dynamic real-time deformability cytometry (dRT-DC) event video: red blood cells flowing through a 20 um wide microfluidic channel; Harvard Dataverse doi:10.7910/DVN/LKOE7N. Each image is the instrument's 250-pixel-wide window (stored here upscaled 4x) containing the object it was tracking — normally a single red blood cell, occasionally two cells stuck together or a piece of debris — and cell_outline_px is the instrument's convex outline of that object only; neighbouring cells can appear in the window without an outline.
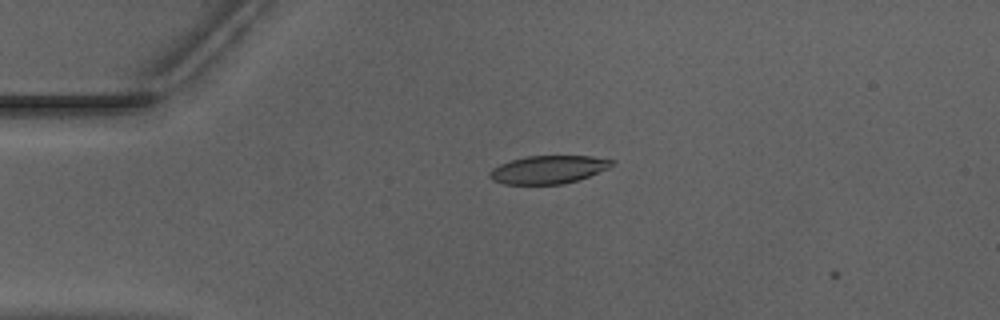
{"species": "Egyptian fruit bat (a non-hibernating species)", "species_latin": "Rousettus aegyptiacus", "temperature_condition": "warm", "stored_images_in_passage": 4, "camera_frame_rate_fps": 3000, "um_per_image_px": 0.085, "animal": {"sex": "male"}, "frame": {"image": 1, "passage_image": 2, "time_ms": 0.333, "image_size_px": [1000, 320], "cell_outline_px": [[616, 160], [608, 168], [588, 176], [564, 184], [504, 184], [492, 180], [488, 176], [488, 172], [492, 168], [500, 164], [524, 156], [592, 156]], "centroid_in_image_um": [46.57, 14.41], "position_along_channel_um": 38.4, "area_um2": 19.94}}